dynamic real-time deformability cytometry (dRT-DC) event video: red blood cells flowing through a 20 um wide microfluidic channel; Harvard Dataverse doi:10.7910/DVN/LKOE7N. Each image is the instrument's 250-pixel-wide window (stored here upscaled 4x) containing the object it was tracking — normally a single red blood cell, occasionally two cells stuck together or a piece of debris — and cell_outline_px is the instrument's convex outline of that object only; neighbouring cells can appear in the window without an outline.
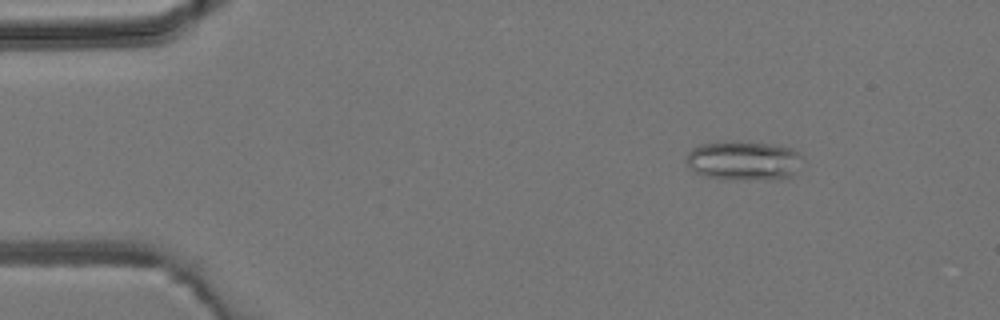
{"species": "common noctule bat (a hibernating species)", "species_latin": "Nyctalus noctula", "temperature_condition": "room temperature", "stored_images_in_passage": 4, "camera_frame_rate_fps": 3000, "um_per_image_px": 0.085, "animal": {"sex": "male", "body_mass_g": 19.2, "forearm_length_mm": 51.8}, "frame": {"image": 1, "passage_image": 2, "time_ms": 1.333, "image_size_px": [1000, 320], "cell_outline_px": [[804, 156], [792, 176], [776, 180], [720, 180], [704, 176], [696, 172], [684, 160], [688, 152], [692, 148], [700, 144], [724, 140], [748, 140], [772, 144], [792, 148], [800, 152]], "centroid_in_image_um": [63.21, 13.64], "position_along_channel_um": 21.8, "area_um2": 27.8}}